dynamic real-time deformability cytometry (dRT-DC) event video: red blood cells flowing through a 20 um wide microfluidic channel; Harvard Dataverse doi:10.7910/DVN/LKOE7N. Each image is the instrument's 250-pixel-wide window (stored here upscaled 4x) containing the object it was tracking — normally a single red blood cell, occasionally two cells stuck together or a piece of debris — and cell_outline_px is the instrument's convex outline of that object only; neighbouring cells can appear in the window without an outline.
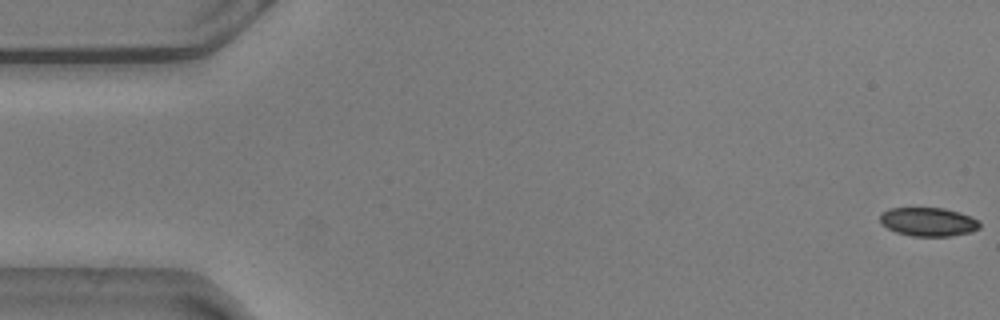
{"species": "common noctule bat (a hibernating species)", "species_latin": "Nyctalus noctula", "temperature_condition": "warm", "stored_images_in_passage": 56, "camera_frame_rate_fps": 3000, "um_per_image_px": 0.085, "animal": {"sex": "male", "body_mass_g": 20.5, "forearm_length_mm": 52.5}, "frame": {"image": 1, "passage_image": 1, "time_ms": 0.0, "image_size_px": [1000, 320], "cell_outline_px": [[980, 228], [972, 232], [948, 236], [912, 236], [896, 232], [880, 224], [880, 212], [888, 208], [944, 208], [960, 212], [972, 216], [980, 220]], "centroid_in_image_um": [78.91, 18.85], "position_along_channel_um": 6.1, "area_um2": 16.94}}
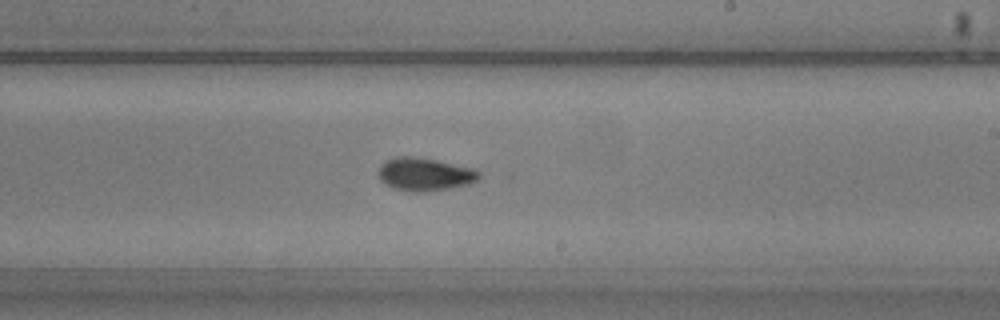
{"frame": {"image": 2, "passage_image": 33, "time_ms": 10.667, "image_size_px": [1000, 320], "cell_outline_px": [[480, 176], [476, 180], [468, 184], [448, 188], [424, 192], [408, 192], [392, 188], [384, 184], [380, 180], [376, 172], [380, 164], [396, 156], [412, 156], [436, 160], [476, 168], [480, 172]], "centroid_in_image_um": [36.06, 14.81], "position_along_channel_um": 252.9, "area_um2": 19.65}}
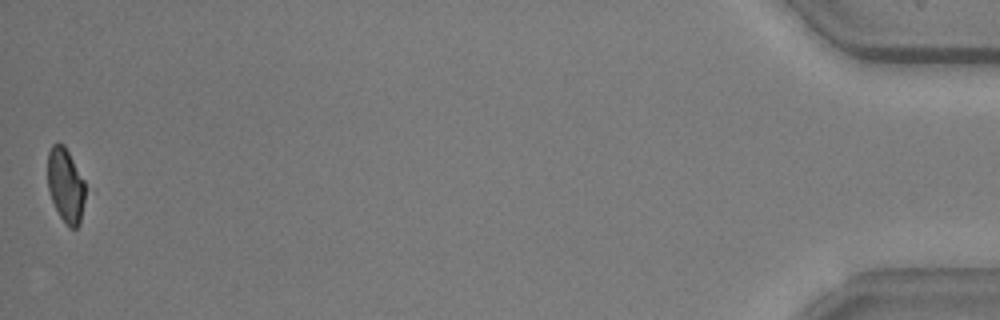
{"frame": {"image": 3, "passage_image": 56, "time_ms": 18.333, "image_size_px": [1000, 320], "cell_outline_px": [[84, 200], [80, 224], [76, 228], [68, 228], [60, 216], [52, 200], [48, 188], [48, 152], [52, 144], [64, 144], [84, 180]], "centroid_in_image_um": [5.57, 15.76], "position_along_channel_um": 429.6, "area_um2": 16.13}, "authors_computed_cell_mechanics": {"area_um2": 18.4671, "velocity_mm_per_s": 3.6137, "shape_relaxation_time_tau1_ms": null, "shape_relaxation_time_tau2_ms": 2.2683, "deformation_change_tau1": null, "deformation_change_tau2": 0.0647}}